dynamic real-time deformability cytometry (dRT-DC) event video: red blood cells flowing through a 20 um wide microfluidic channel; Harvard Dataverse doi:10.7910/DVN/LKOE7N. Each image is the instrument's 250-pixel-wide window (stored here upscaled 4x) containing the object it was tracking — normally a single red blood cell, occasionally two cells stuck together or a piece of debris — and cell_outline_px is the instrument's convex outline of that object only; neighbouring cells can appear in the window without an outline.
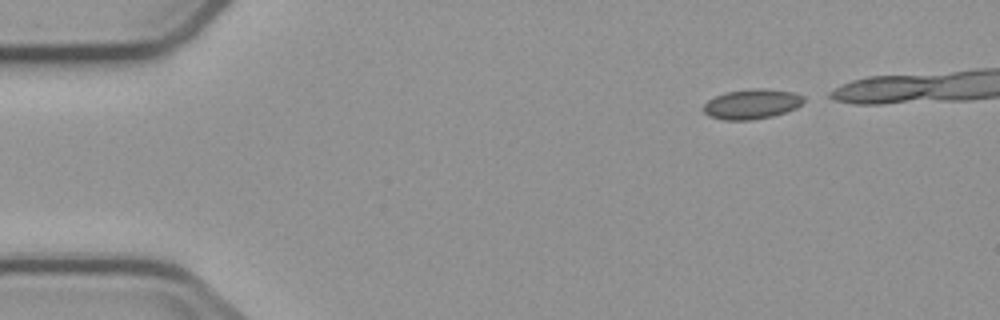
{"species": "common noctule bat (a hibernating species)", "species_latin": "Nyctalus noctula", "temperature_condition": "cold", "stored_images_in_passage": 5, "camera_frame_rate_fps": 3000, "um_per_image_px": 0.085, "animal": {"sex": "male", "body_mass_g": 23.1, "forearm_length_mm": 52.7}, "frame": {"image": 1, "passage_image": 1, "time_ms": 0.0, "image_size_px": [1000, 320], "cell_outline_px": [[804, 100], [796, 108], [772, 116], [752, 120], [724, 120], [708, 116], [704, 112], [704, 104], [708, 100], [724, 92], [752, 88], [764, 88], [792, 92], [804, 96]], "centroid_in_image_um": [63.88, 8.84], "position_along_channel_um": 21.1, "area_um2": 17.46}}
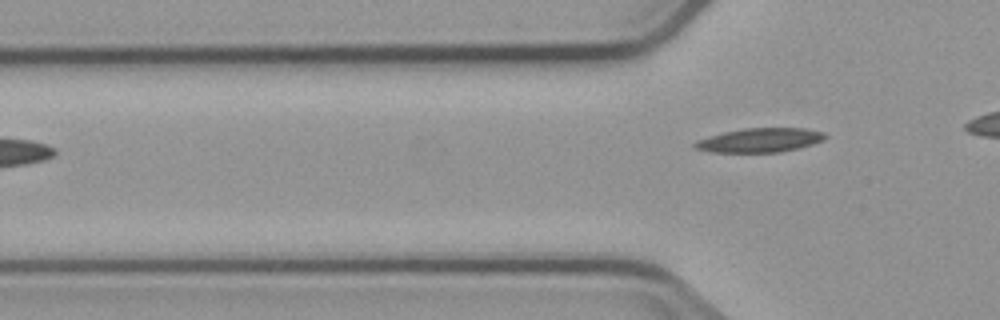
{"frame": {"image": 2, "passage_image": 5, "time_ms": 5.0, "image_size_px": [1000, 320], "cell_outline_px": [[828, 136], [824, 140], [812, 144], [780, 152], [712, 152], [692, 148], [692, 144], [696, 140], [708, 136], [724, 132], [744, 128], [804, 128], [824, 132]], "centroid_in_image_um": [64.56, 11.91], "position_along_channel_um": 61.2, "area_um2": 18.38}}